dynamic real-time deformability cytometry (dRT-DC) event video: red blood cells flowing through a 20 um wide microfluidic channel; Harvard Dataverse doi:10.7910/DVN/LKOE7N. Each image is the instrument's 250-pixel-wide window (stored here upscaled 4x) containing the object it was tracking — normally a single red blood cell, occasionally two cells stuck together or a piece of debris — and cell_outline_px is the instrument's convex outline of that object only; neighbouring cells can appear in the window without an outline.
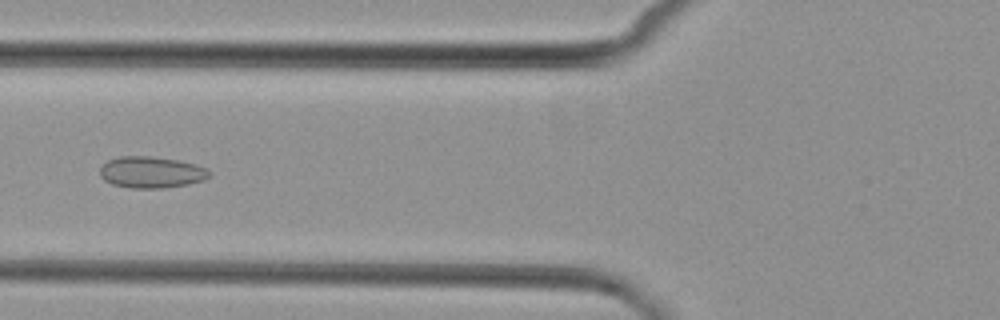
{"species": "common noctule bat (a hibernating species)", "species_latin": "Nyctalus noctula", "temperature_condition": "cold", "stored_images_in_passage": 5, "camera_frame_rate_fps": 3000, "um_per_image_px": 0.085, "animal": {"sex": "female", "body_mass_g": 29.2, "forearm_length_mm": 56.3}, "frame": {"image": 1, "passage_image": 5, "time_ms": 5.333, "image_size_px": [1000, 320], "cell_outline_px": [[208, 176], [204, 180], [188, 184], [164, 188], [132, 188], [112, 184], [104, 180], [100, 176], [100, 168], [108, 160], [120, 156], [152, 156], [176, 160], [196, 164], [208, 168]], "centroid_in_image_um": [12.85, 14.64], "position_along_channel_um": 113.0, "area_um2": 20.0}}